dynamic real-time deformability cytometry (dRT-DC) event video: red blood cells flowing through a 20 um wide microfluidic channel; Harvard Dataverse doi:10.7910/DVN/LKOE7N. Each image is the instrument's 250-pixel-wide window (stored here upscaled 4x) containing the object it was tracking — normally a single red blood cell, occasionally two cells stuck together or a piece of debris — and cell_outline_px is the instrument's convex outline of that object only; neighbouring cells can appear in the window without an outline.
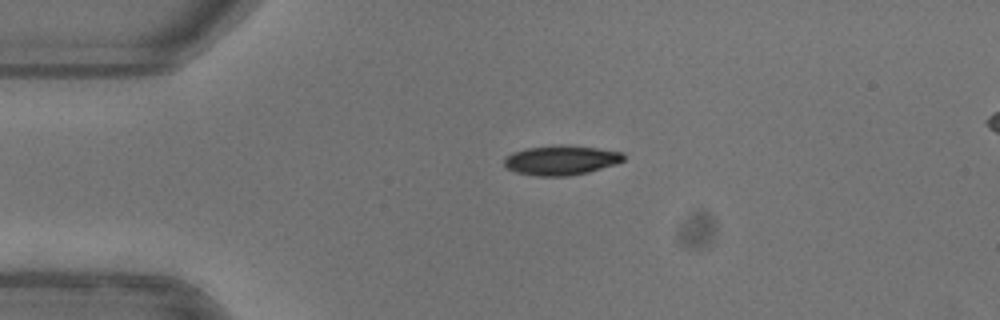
{"species": "common noctule bat (a hibernating species)", "species_latin": "Nyctalus noctula", "temperature_condition": "warm", "stored_images_in_passage": 41, "camera_frame_rate_fps": 3000, "um_per_image_px": 0.085, "animal": {"sex": "female"}, "frame": {"image": 1, "passage_image": 1, "time_ms": 0.0, "image_size_px": [1000, 320], "cell_outline_px": [[624, 160], [616, 164], [588, 172], [568, 176], [536, 176], [516, 172], [504, 168], [504, 160], [512, 152], [528, 148], [556, 144], [568, 144], [624, 152]], "centroid_in_image_um": [47.69, 13.61], "position_along_channel_um": 37.3, "area_um2": 20.81}}
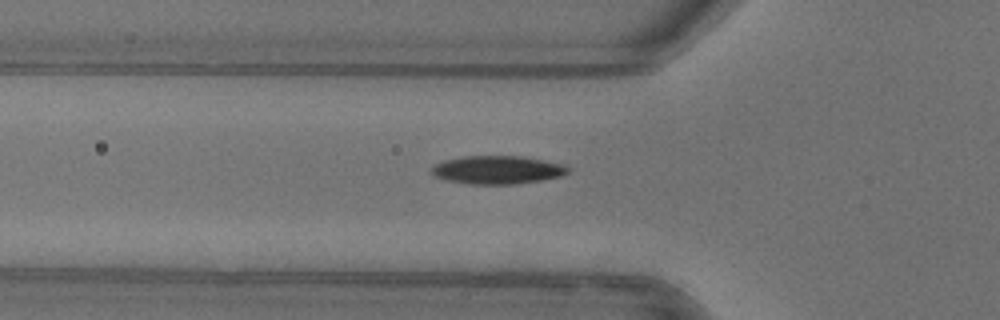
{"frame": {"image": 2, "passage_image": 7, "time_ms": 2.0, "image_size_px": [1000, 320], "cell_outline_px": [[568, 172], [560, 176], [540, 180], [512, 184], [472, 184], [448, 180], [436, 176], [432, 172], [432, 168], [436, 164], [444, 160], [464, 156], [520, 156], [564, 164], [568, 168]], "centroid_in_image_um": [42.28, 14.43], "position_along_channel_um": 83.5, "area_um2": 22.02}, "authors_computed_cell_mechanics": {"area_um2": 21.5016, "velocity_mm_per_s": 3.9869, "shape_relaxation_time_tau1_ms": 3.8636, "shape_relaxation_time_tau2_ms": null, "deformation_change_tau1": 0.1479, "deformation_change_tau2": null}}